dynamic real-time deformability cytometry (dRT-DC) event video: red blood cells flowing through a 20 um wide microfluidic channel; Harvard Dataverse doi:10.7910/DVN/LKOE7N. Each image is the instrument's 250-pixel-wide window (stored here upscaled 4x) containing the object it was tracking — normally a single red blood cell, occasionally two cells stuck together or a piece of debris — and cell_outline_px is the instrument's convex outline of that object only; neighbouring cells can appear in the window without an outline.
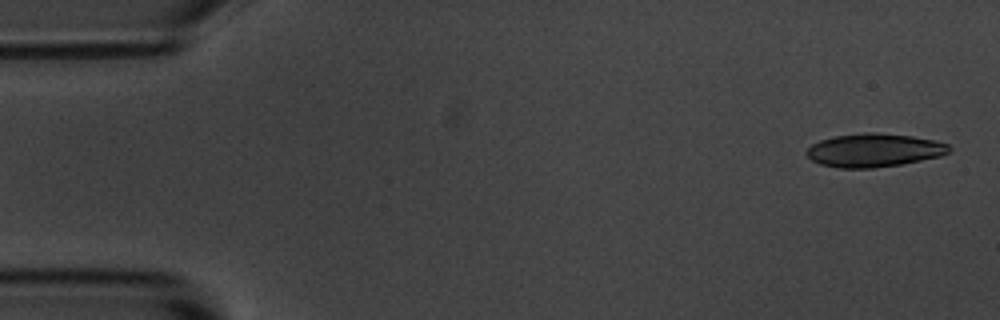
{"species": "common noctule bat (a hibernating species)", "species_latin": "Nyctalus noctula", "temperature_condition": "room temperature", "stored_images_in_passage": 15, "camera_frame_rate_fps": 3000, "um_per_image_px": 0.085, "animal": {"sex": "male", "body_mass_g": 20.1, "forearm_length_mm": 53.5}, "frame": {"image": 1, "passage_image": 1, "time_ms": 0.0, "image_size_px": [1000, 320], "cell_outline_px": [[952, 148], [948, 152], [940, 156], [900, 164], [872, 168], [840, 168], [820, 164], [812, 160], [804, 152], [812, 144], [820, 140], [836, 136], [864, 132], [876, 132], [912, 136], [936, 140], [948, 144]], "centroid_in_image_um": [74.29, 12.76], "position_along_channel_um": 10.7, "area_um2": 27.69}}